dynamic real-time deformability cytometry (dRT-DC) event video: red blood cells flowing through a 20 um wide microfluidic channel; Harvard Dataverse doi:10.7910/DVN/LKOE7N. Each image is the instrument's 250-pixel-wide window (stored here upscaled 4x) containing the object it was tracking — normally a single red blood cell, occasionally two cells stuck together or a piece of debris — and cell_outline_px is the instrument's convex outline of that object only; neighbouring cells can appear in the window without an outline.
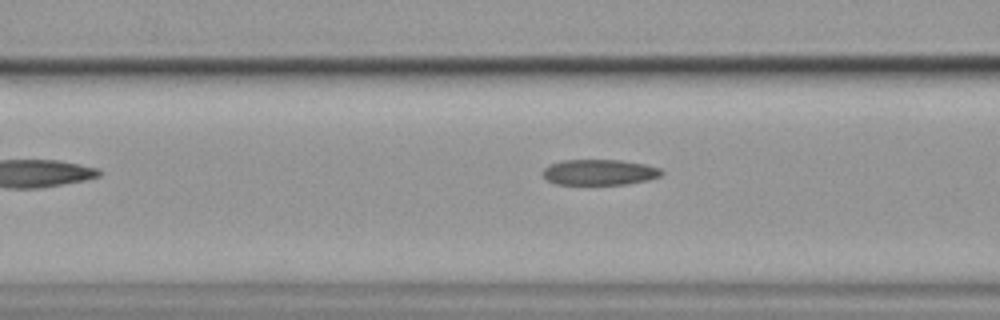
{"species": "common noctule bat (a hibernating species)", "species_latin": "Nyctalus noctula", "temperature_condition": "cold", "stored_images_in_passage": 8, "camera_frame_rate_fps": 3000, "um_per_image_px": 0.085, "animal": {"sex": "female", "body_mass_g": 19.9}, "frame": {"image": 1, "passage_image": 6, "time_ms": 1.667, "image_size_px": [1000, 320], "cell_outline_px": [[664, 172], [660, 176], [648, 180], [628, 184], [556, 184], [548, 180], [544, 176], [544, 168], [548, 164], [560, 160], [620, 160], [644, 164], [660, 168]], "centroid_in_image_um": [50.95, 14.63], "position_along_channel_um": 115.6, "area_um2": 17.74}}